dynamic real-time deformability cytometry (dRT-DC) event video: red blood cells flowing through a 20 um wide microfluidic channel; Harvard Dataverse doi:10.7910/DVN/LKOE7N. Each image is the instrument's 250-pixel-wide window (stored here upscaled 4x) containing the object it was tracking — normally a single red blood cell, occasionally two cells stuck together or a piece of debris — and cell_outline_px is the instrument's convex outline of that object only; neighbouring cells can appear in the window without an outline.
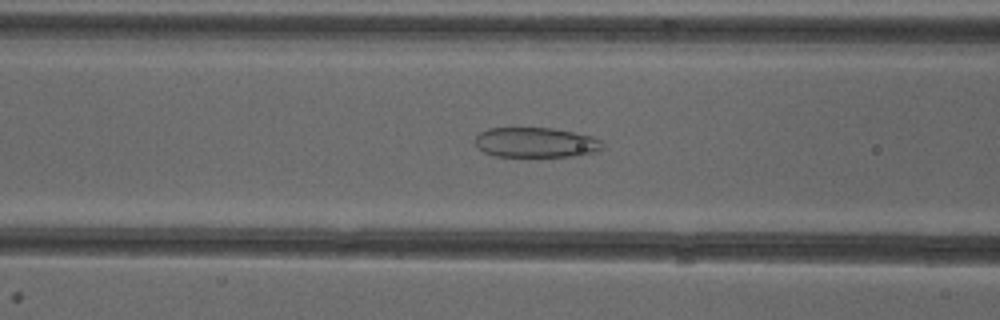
{"species": "common noctule bat (a hibernating species)", "species_latin": "Nyctalus noctula", "temperature_condition": "cold", "stored_images_in_passage": 51, "camera_frame_rate_fps": 3000, "um_per_image_px": 0.085, "animal": {"sex": "female"}, "frame": {"image": 1, "passage_image": 20, "time_ms": 6.333, "image_size_px": [1000, 320], "cell_outline_px": [[604, 148], [596, 152], [576, 156], [492, 156], [484, 152], [472, 140], [480, 132], [488, 128], [552, 128], [592, 136], [600, 140], [604, 144]], "centroid_in_image_um": [45.54, 12.11], "position_along_channel_um": 121.1, "area_um2": 22.37}}
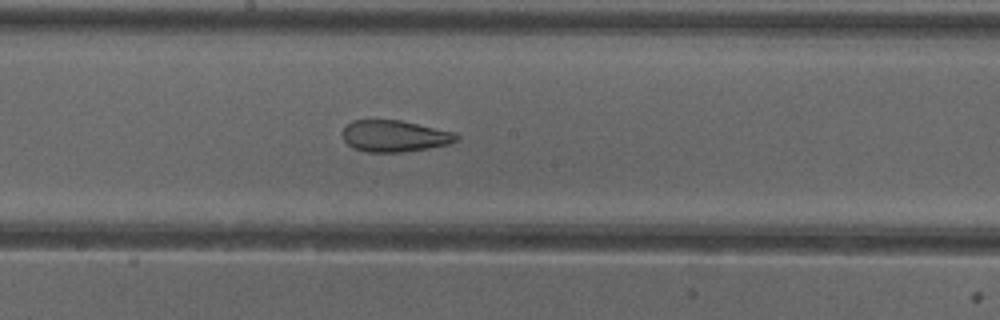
{"frame": {"image": 2, "passage_image": 27, "time_ms": 8.667, "image_size_px": [1000, 320], "cell_outline_px": [[460, 140], [448, 144], [428, 148], [400, 152], [368, 152], [352, 148], [344, 140], [344, 128], [352, 120], [400, 120], [456, 132], [460, 136]], "centroid_in_image_um": [33.58, 11.56], "position_along_channel_um": 214.6, "area_um2": 20.92}}
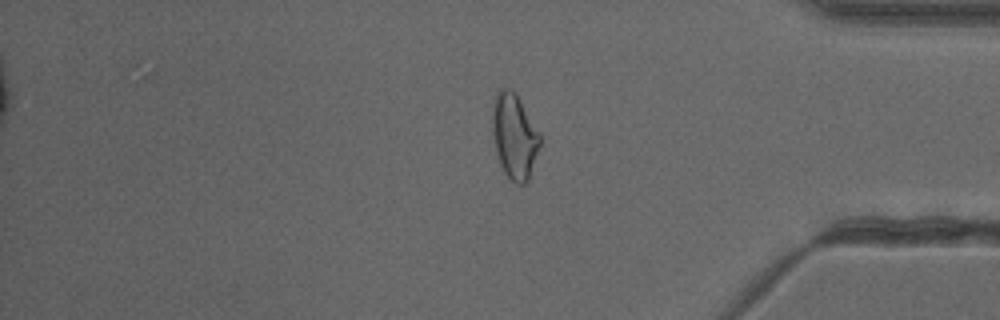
{"frame": {"image": 3, "passage_image": 42, "time_ms": 13.667, "image_size_px": [1000, 320], "cell_outline_px": [[540, 144], [528, 180], [524, 184], [516, 184], [504, 172], [500, 164], [496, 152], [492, 132], [492, 100], [496, 92], [500, 88], [512, 88], [516, 92], [540, 132]], "centroid_in_image_um": [43.7, 11.51], "position_along_channel_um": 391.5, "area_um2": 23.87}, "authors_computed_cell_mechanics": {"area_um2": 25.3164, "velocity_mm_per_s": 3.9937, "shape_relaxation_time_tau1_ms": null, "shape_relaxation_time_tau2_ms": 1.7868, "deformation_change_tau1": null, "deformation_change_tau2": 0.1043}}